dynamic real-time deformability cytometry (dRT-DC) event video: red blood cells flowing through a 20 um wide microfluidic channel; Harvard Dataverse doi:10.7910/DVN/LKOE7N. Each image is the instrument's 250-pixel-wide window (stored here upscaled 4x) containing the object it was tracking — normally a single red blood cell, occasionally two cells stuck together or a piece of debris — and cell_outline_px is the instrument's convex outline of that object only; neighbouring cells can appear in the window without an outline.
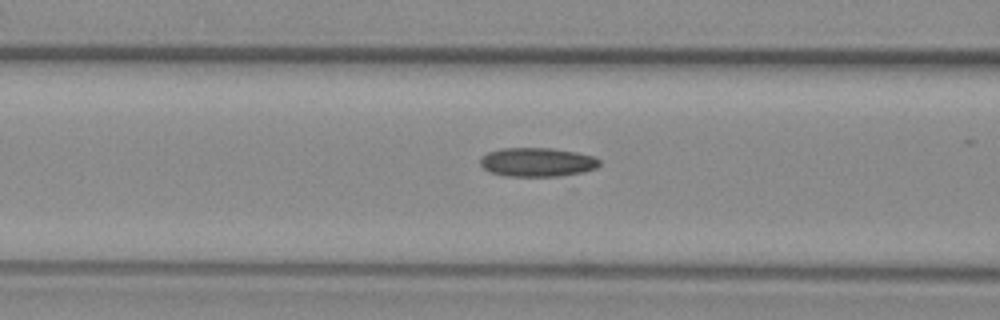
{"species": "common noctule bat (a hibernating species)", "species_latin": "Nyctalus noctula", "temperature_condition": "warm", "stored_images_in_passage": 37, "camera_frame_rate_fps": 3000, "um_per_image_px": 0.085, "animal": {"sex": "female", "body_mass_g": 29.2, "forearm_length_mm": 56.3}, "frame": {"image": 1, "passage_image": 13, "time_ms": 4.0, "image_size_px": [1000, 320], "cell_outline_px": [[600, 164], [596, 168], [584, 172], [560, 176], [508, 176], [492, 172], [484, 168], [480, 164], [480, 156], [488, 152], [500, 148], [552, 148], [576, 152], [596, 156], [600, 160]], "centroid_in_image_um": [45.69, 13.77], "position_along_channel_um": 120.9, "area_um2": 20.23}}
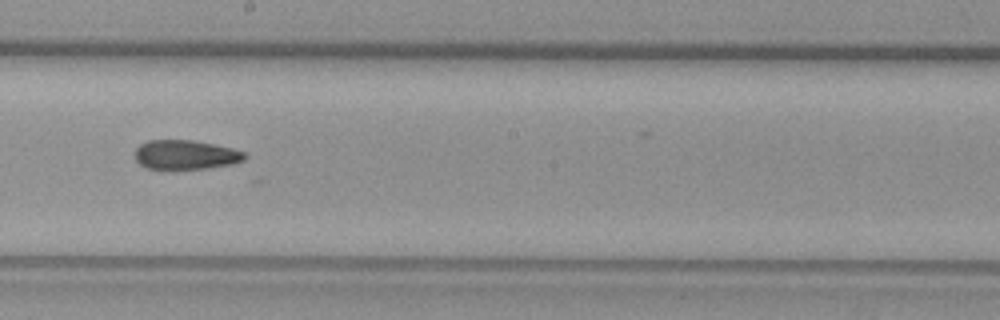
{"frame": {"image": 2, "passage_image": 22, "time_ms": 7.0, "image_size_px": [1000, 320], "cell_outline_px": [[248, 156], [244, 160], [232, 164], [208, 168], [172, 172], [148, 168], [140, 164], [136, 160], [136, 148], [140, 144], [148, 140], [192, 140], [232, 148], [244, 152]], "centroid_in_image_um": [15.76, 13.2], "position_along_channel_um": 232.4, "area_um2": 19.36}}
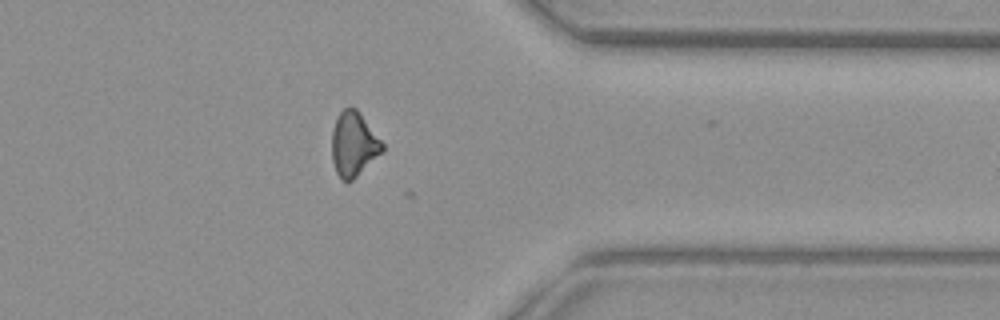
{"frame": {"image": 3, "passage_image": 35, "time_ms": 11.333, "image_size_px": [1000, 320], "cell_outline_px": [[384, 152], [348, 184], [340, 180], [336, 172], [332, 160], [332, 128], [340, 112], [344, 108], [356, 108], [360, 112], [384, 144]], "centroid_in_image_um": [30.07, 12.3], "position_along_channel_um": 381.3, "area_um2": 19.25}}